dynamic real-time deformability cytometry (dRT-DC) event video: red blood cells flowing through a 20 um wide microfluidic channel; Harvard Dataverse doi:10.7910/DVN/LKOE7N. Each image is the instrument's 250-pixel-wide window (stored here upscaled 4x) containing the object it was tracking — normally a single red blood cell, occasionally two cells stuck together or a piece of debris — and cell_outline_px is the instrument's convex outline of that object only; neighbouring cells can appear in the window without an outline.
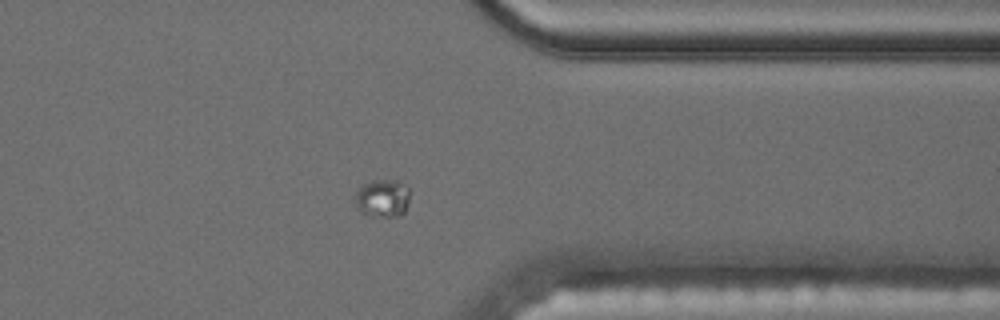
{"species": "common noctule bat (a hibernating species)", "species_latin": "Nyctalus noctula", "temperature_condition": "cold", "stored_images_in_passage": 47, "camera_frame_rate_fps": 3000, "um_per_image_px": 0.085, "animal": {"sex": "male", "body_mass_g": 17.5, "forearm_length_mm": 52.3}, "frame": {"image": 1, "passage_image": 35, "time_ms": 11.333, "image_size_px": [1000, 320], "cell_outline_px": [[408, 204], [404, 212], [400, 216], [372, 216], [364, 212], [356, 204], [356, 192], [364, 184], [372, 180], [396, 180], [408, 188]], "centroid_in_image_um": [32.54, 16.84], "position_along_channel_um": 378.9, "area_um2": 11.73}}
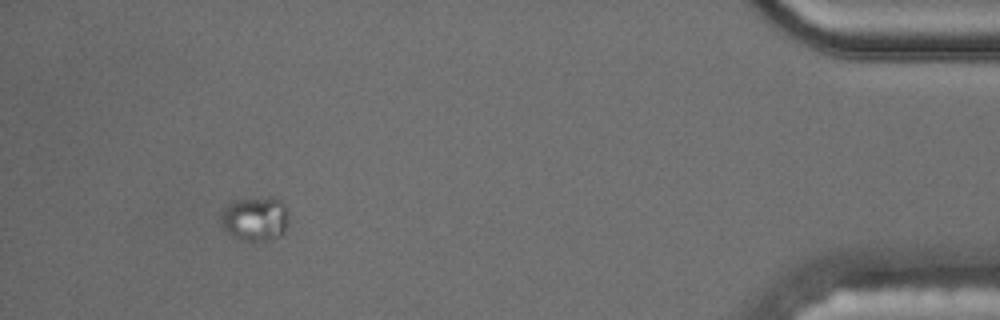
{"frame": {"image": 2, "passage_image": 43, "time_ms": 14.0, "image_size_px": [1000, 320], "cell_outline_px": [[288, 216], [284, 232], [268, 240], [252, 240], [232, 236], [220, 224], [220, 212], [228, 204], [236, 200], [268, 196], [280, 200], [284, 204], [288, 212]], "centroid_in_image_um": [21.67, 18.55], "position_along_channel_um": 413.5, "area_um2": 17.34}}